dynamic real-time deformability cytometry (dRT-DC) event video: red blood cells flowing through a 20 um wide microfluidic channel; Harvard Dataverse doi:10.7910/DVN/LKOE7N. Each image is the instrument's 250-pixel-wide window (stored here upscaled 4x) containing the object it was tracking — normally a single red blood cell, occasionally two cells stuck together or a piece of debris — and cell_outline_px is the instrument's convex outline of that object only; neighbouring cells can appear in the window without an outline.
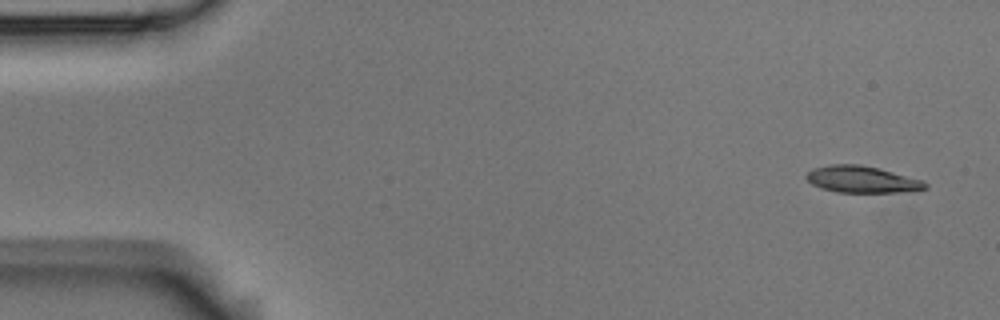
{"species": "Egyptian fruit bat (a non-hibernating species)", "species_latin": "Rousettus aegyptiacus", "temperature_condition": "room temperature", "stored_images_in_passage": 4, "camera_frame_rate_fps": 3000, "um_per_image_px": 0.085, "animal": {"sex": "male"}, "frame": {"image": 1, "passage_image": 1, "time_ms": 0.0, "image_size_px": [1000, 320], "cell_outline_px": [[928, 188], [912, 192], [836, 192], [820, 188], [812, 184], [804, 176], [812, 168], [832, 164], [860, 164], [924, 180], [928, 184]], "centroid_in_image_um": [73.28, 15.26], "position_along_channel_um": 11.7, "area_um2": 18.61}}
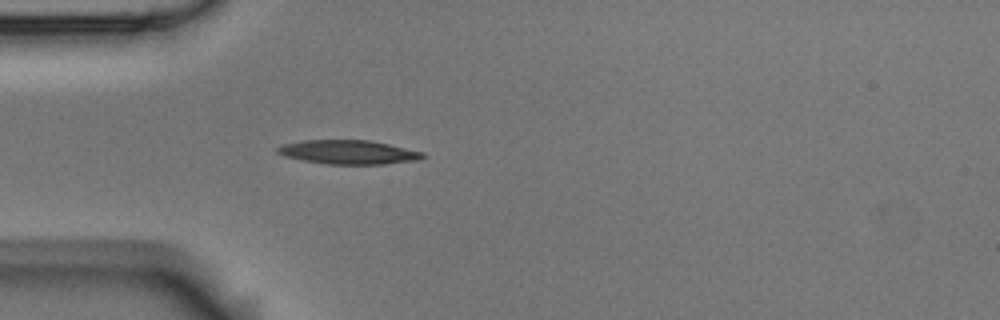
{"frame": {"image": 2, "passage_image": 4, "time_ms": 1.0, "image_size_px": [1000, 320], "cell_outline_px": [[424, 156], [416, 160], [384, 164], [328, 164], [304, 160], [284, 156], [276, 152], [276, 148], [284, 144], [304, 140], [368, 140], [388, 144], [424, 152]], "centroid_in_image_um": [29.59, 12.93], "position_along_channel_um": 55.4, "area_um2": 20.06}}